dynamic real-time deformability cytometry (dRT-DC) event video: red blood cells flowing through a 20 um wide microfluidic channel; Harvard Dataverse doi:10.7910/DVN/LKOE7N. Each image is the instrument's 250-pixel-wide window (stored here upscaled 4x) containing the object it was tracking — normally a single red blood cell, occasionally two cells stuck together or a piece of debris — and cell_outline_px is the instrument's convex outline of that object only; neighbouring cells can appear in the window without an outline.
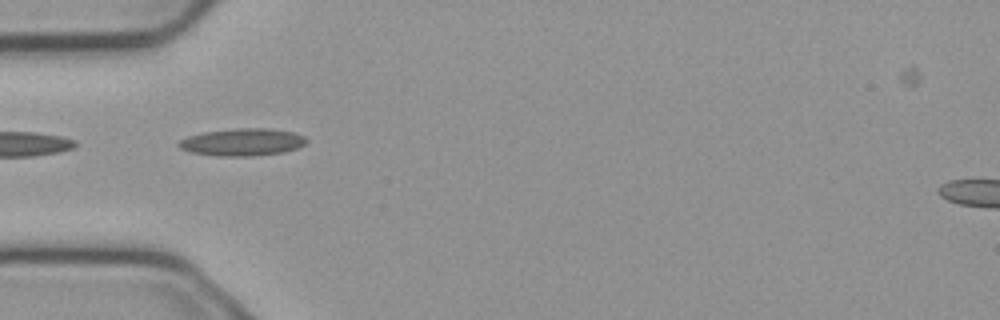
{"species": "common noctule bat (a hibernating species)", "species_latin": "Nyctalus noctula", "temperature_condition": "cold", "stored_images_in_passage": 4, "camera_frame_rate_fps": 3000, "um_per_image_px": 0.085, "animal": {"sex": "male", "body_mass_g": 23.1, "forearm_length_mm": 52.7}, "frame": {"image": 1, "passage_image": 2, "time_ms": 0.333, "image_size_px": [1000, 320], "cell_outline_px": [[308, 140], [304, 144], [296, 148], [284, 152], [256, 156], [216, 156], [188, 152], [180, 148], [176, 144], [180, 140], [188, 136], [204, 132], [236, 128], [268, 128], [292, 132], [304, 136]], "centroid_in_image_um": [20.57, 12.09], "position_along_channel_um": 64.4, "area_um2": 20.46}}
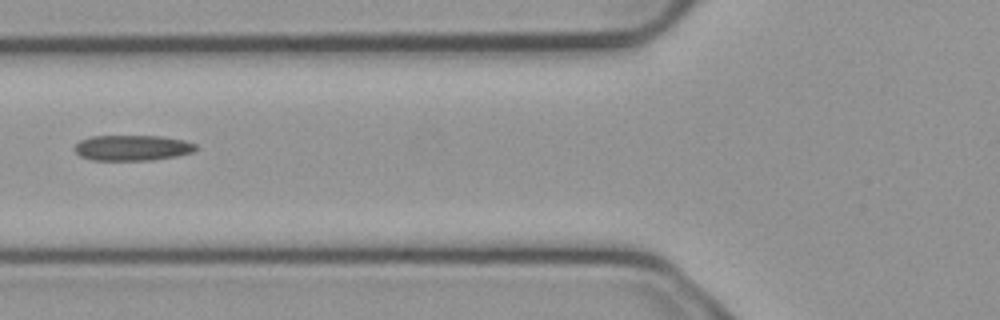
{"frame": {"image": 2, "passage_image": 3, "time_ms": 0.667, "image_size_px": [1000, 320], "cell_outline_px": [[196, 148], [192, 152], [176, 156], [152, 160], [92, 160], [80, 156], [72, 148], [80, 140], [92, 136], [160, 136], [184, 140], [196, 144]], "centroid_in_image_um": [11.22, 12.56], "position_along_channel_um": 114.6, "area_um2": 18.03}}
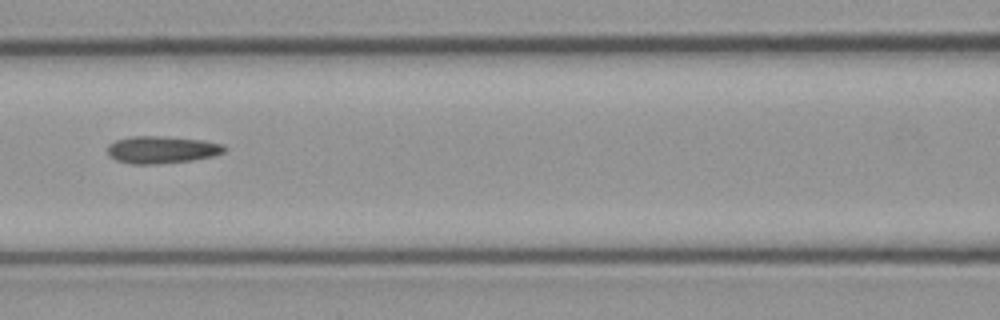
{"frame": {"image": 3, "passage_image": 4, "time_ms": 1.0, "image_size_px": [1000, 320], "cell_outline_px": [[224, 152], [212, 156], [192, 160], [156, 164], [132, 164], [116, 160], [108, 156], [108, 144], [116, 140], [132, 136], [160, 136], [204, 140], [220, 144], [224, 148]], "centroid_in_image_um": [13.69, 12.72], "position_along_channel_um": 152.9, "area_um2": 18.44}}